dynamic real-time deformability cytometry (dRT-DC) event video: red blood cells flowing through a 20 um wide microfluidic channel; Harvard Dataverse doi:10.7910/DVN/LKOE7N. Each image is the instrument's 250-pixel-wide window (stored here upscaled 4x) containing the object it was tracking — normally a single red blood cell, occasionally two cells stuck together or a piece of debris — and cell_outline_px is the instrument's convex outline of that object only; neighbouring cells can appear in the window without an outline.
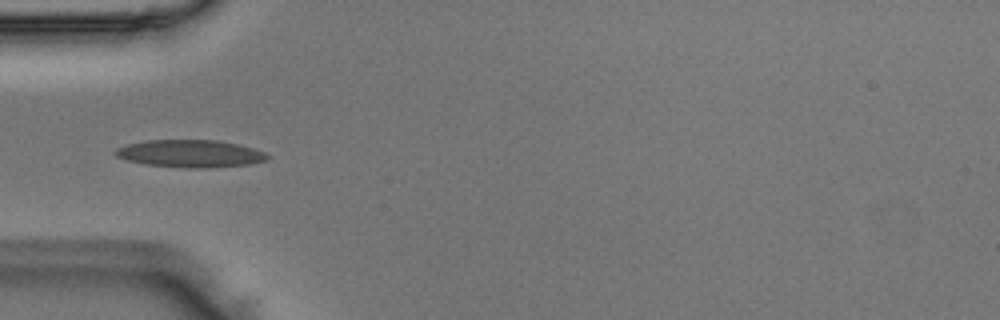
{"species": "Egyptian fruit bat (a non-hibernating species)", "species_latin": "Rousettus aegyptiacus", "temperature_condition": "room temperature", "stored_images_in_passage": 36, "camera_frame_rate_fps": 3000, "um_per_image_px": 0.085, "animal": {"sex": "male"}, "frame": {"image": 1, "passage_image": 2, "time_ms": 0.333, "image_size_px": [1000, 320], "cell_outline_px": [[268, 160], [248, 164], [208, 168], [184, 168], [144, 164], [128, 160], [116, 156], [112, 152], [116, 148], [128, 144], [144, 140], [216, 140], [236, 144], [252, 148], [264, 152], [268, 156]], "centroid_in_image_um": [16.12, 13.06], "position_along_channel_um": 68.9, "area_um2": 24.28}}
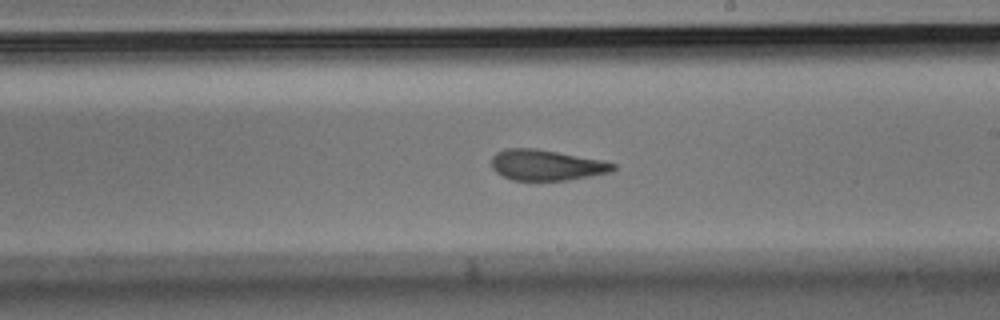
{"frame": {"image": 2, "passage_image": 15, "time_ms": 4.667, "image_size_px": [1000, 320], "cell_outline_px": [[616, 168], [612, 172], [568, 180], [512, 180], [496, 172], [492, 168], [492, 156], [496, 152], [504, 148], [536, 148], [604, 160], [616, 164]], "centroid_in_image_um": [46.46, 14.02], "position_along_channel_um": 242.5, "area_um2": 21.91}}
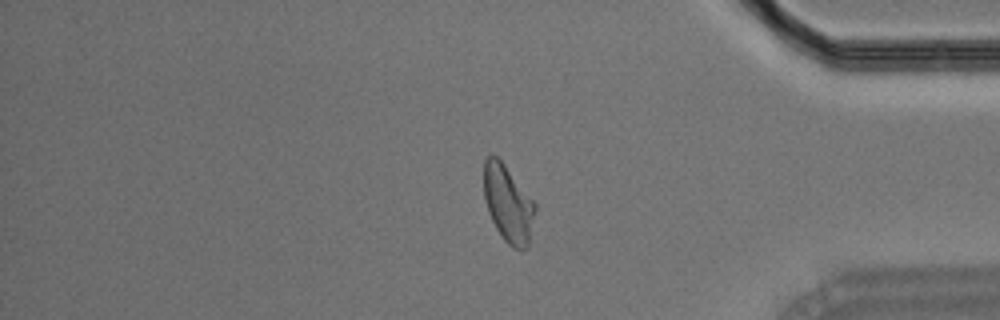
{"frame": {"image": 3, "passage_image": 28, "time_ms": 9.0, "image_size_px": [1000, 320], "cell_outline_px": [[536, 208], [528, 248], [512, 248], [504, 240], [496, 228], [488, 212], [484, 200], [484, 160], [492, 152], [504, 164], [536, 204]], "centroid_in_image_um": [43.18, 17.31], "position_along_channel_um": 392.0, "area_um2": 22.89}}